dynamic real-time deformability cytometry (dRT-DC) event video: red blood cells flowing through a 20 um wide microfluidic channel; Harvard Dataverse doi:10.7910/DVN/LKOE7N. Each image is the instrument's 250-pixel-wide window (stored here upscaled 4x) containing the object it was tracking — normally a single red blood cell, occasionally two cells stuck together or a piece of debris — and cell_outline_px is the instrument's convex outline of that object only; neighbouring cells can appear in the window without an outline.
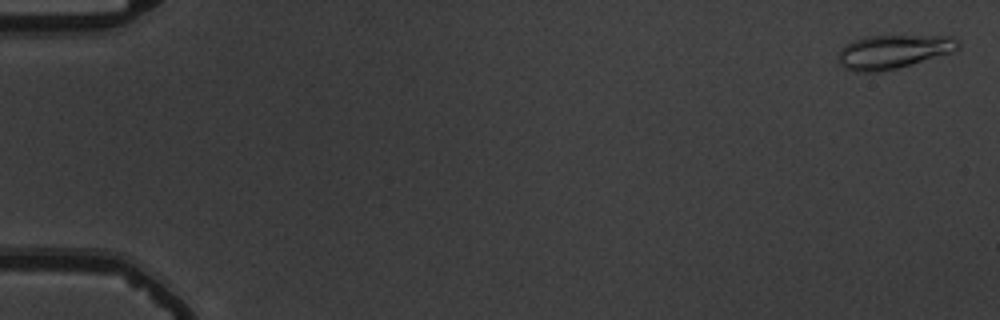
{"species": "common noctule bat (a hibernating species)", "species_latin": "Nyctalus noctula", "temperature_condition": "warm", "stored_images_in_passage": 18, "camera_frame_rate_fps": 3000, "um_per_image_px": 0.085, "animal": {"sex": "male", "body_mass_g": 19.5, "forearm_length_mm": 54.6}, "frame": {"image": 1, "passage_image": 2, "time_ms": 0.333, "image_size_px": [1000, 320], "cell_outline_px": [[960, 44], [952, 52], [896, 68], [880, 72], [856, 72], [844, 68], [836, 60], [836, 56], [840, 48], [844, 44], [852, 40], [868, 36], [952, 36]], "centroid_in_image_um": [75.82, 4.39], "position_along_channel_um": 9.2, "area_um2": 23.58}}